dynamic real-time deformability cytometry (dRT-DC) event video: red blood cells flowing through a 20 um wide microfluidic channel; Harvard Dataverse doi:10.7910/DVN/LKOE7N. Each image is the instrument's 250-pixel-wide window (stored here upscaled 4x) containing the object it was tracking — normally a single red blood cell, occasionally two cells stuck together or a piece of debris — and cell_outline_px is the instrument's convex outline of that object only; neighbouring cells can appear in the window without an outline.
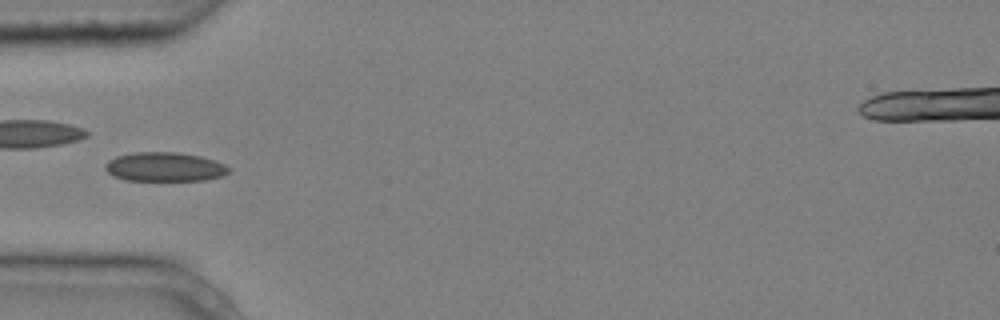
{"species": "common noctule bat (a hibernating species)", "species_latin": "Nyctalus noctula", "temperature_condition": "cold", "stored_images_in_passage": 6, "camera_frame_rate_fps": 3000, "um_per_image_px": 0.085, "animal": {"sex": "male", "body_mass_g": 20.4}, "frame": {"image": 1, "passage_image": 4, "time_ms": 1.0, "image_size_px": [1000, 320], "cell_outline_px": [[232, 168], [224, 176], [204, 180], [124, 180], [112, 176], [104, 168], [104, 164], [108, 160], [116, 156], [136, 152], [176, 152], [200, 156], [224, 164]], "centroid_in_image_um": [13.98, 14.19], "position_along_channel_um": 71.0, "area_um2": 21.04}}